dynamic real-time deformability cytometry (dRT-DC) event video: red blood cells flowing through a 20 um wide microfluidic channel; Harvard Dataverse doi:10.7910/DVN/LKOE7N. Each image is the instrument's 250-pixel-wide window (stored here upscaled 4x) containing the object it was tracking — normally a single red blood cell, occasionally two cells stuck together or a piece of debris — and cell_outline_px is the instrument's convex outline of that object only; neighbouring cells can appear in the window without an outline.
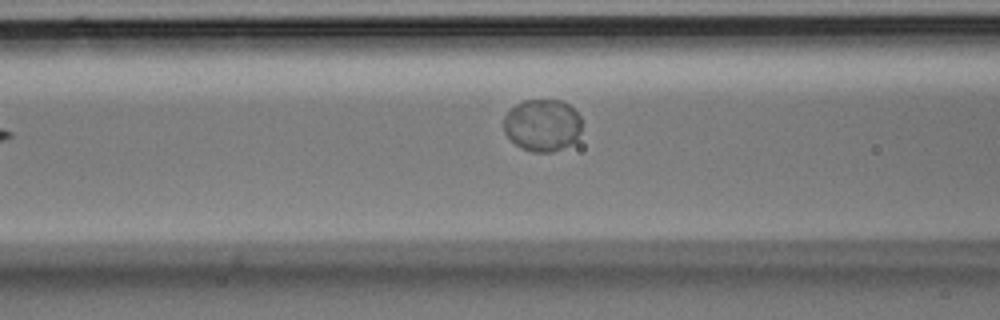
{"species": "Egyptian fruit bat (a non-hibernating species)", "species_latin": "Rousettus aegyptiacus", "temperature_condition": "room temperature", "stored_images_in_passage": 4, "camera_frame_rate_fps": 3000, "um_per_image_px": 0.085, "animal": {"sex": "male"}, "frame": {"image": 1, "passage_image": 3, "time_ms": 0.667, "image_size_px": [1000, 320], "cell_outline_px": [[580, 132], [576, 140], [572, 144], [552, 152], [532, 152], [520, 148], [504, 132], [504, 116], [516, 104], [524, 100], [560, 100], [568, 104], [580, 116]], "centroid_in_image_um": [46.1, 10.65], "position_along_channel_um": 120.5, "area_um2": 23.7}}
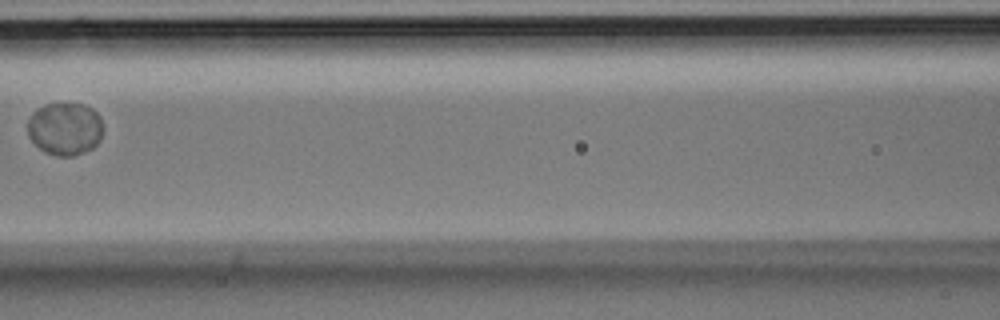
{"frame": {"image": 2, "passage_image": 4, "time_ms": 1.0, "image_size_px": [1000, 320], "cell_outline_px": [[104, 132], [100, 140], [92, 148], [72, 156], [56, 156], [44, 152], [28, 136], [28, 120], [32, 112], [36, 108], [44, 104], [84, 104], [92, 108], [100, 116], [104, 128]], "centroid_in_image_um": [5.54, 10.93], "position_along_channel_um": 161.1, "area_um2": 23.41}}